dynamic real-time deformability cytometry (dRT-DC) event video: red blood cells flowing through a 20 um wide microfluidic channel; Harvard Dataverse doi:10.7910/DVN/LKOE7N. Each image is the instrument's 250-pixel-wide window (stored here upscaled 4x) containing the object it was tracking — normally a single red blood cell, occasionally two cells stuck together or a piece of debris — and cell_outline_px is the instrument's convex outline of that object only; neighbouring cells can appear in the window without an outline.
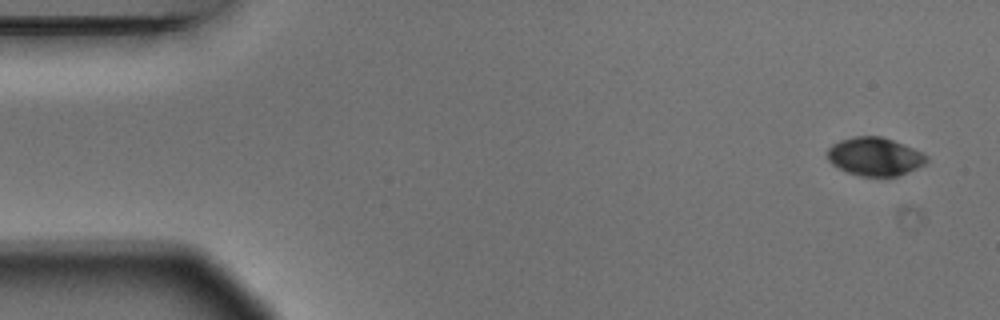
{"species": "Egyptian fruit bat (a non-hibernating species)", "species_latin": "Rousettus aegyptiacus", "temperature_condition": "warm", "stored_images_in_passage": 4, "camera_frame_rate_fps": 3000, "um_per_image_px": 0.085, "animal": {"sex": "male"}, "frame": {"image": 1, "passage_image": 1, "time_ms": 0.0, "image_size_px": [1000, 320], "cell_outline_px": [[928, 160], [924, 164], [916, 168], [896, 176], [860, 176], [848, 172], [832, 164], [828, 160], [828, 148], [832, 144], [840, 140], [856, 136], [880, 136], [904, 144], [924, 152], [928, 156]], "centroid_in_image_um": [74.37, 13.3], "position_along_channel_um": 10.6, "area_um2": 22.02}}
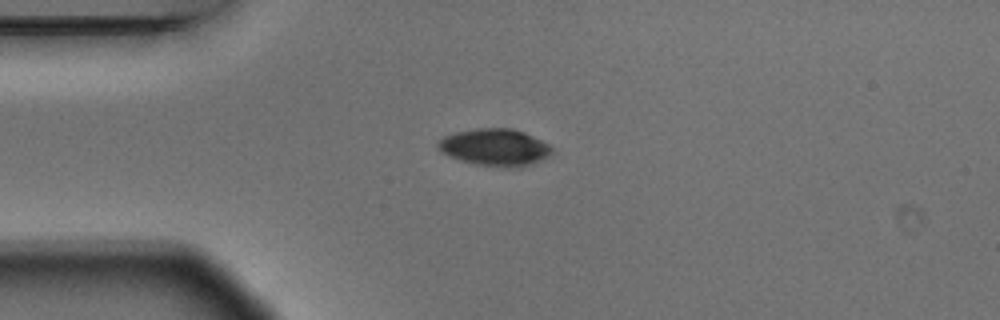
{"frame": {"image": 2, "passage_image": 4, "time_ms": 1.0, "image_size_px": [1000, 320], "cell_outline_px": [[552, 152], [548, 156], [532, 164], [520, 168], [504, 168], [476, 164], [460, 160], [448, 156], [440, 152], [436, 144], [444, 136], [456, 132], [476, 128], [512, 128], [524, 132], [548, 144], [552, 148]], "centroid_in_image_um": [42.05, 12.53], "position_along_channel_um": 43.0, "area_um2": 24.74}}